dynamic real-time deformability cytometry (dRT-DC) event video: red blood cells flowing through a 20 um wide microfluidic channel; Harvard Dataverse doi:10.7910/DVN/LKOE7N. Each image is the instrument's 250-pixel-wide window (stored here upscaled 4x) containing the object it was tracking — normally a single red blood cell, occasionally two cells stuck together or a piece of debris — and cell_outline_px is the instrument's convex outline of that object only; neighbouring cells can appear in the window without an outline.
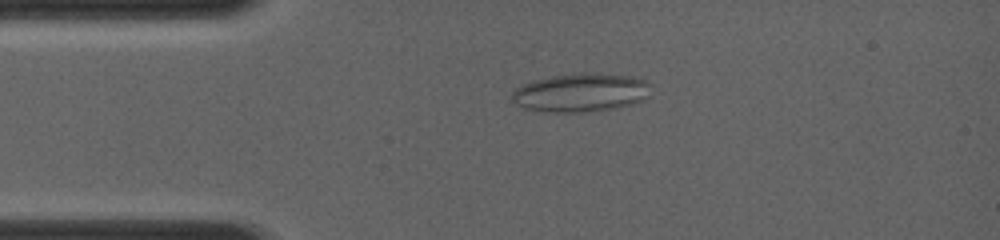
{"species": "common noctule bat (a hibernating species)", "species_latin": "Nyctalus noctula", "temperature_condition": "room temperature", "stored_images_in_passage": 89, "camera_frame_rate_fps": 4000, "um_per_image_px": 0.085, "animal": {"sex": "female", "body_mass_g": 19.0, "forearm_length_mm": 56.7}, "frame": {"image": 1, "passage_image": 21, "time_ms": 2.5, "image_size_px": [1000, 240], "cell_outline_px": [[652, 96], [644, 100], [632, 104], [616, 108], [576, 112], [552, 112], [524, 108], [516, 104], [508, 96], [516, 88], [524, 84], [536, 80], [552, 76], [632, 76], [648, 80], [652, 84]], "centroid_in_image_um": [49.42, 7.92], "position_along_channel_um": 35.6, "area_um2": 30.4}}
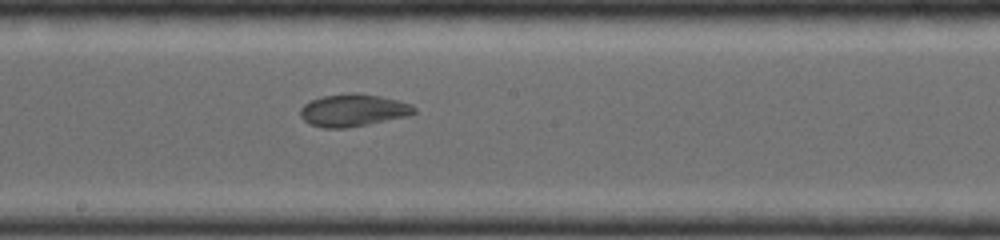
{"frame": {"image": 2, "passage_image": 59, "time_ms": 7.0, "image_size_px": [1000, 240], "cell_outline_px": [[416, 112], [408, 116], [348, 128], [324, 128], [308, 124], [300, 116], [300, 108], [304, 104], [320, 96], [348, 92], [356, 92], [380, 96], [412, 104], [416, 108]], "centroid_in_image_um": [30.0, 9.37], "position_along_channel_um": 218.2, "area_um2": 21.73}}
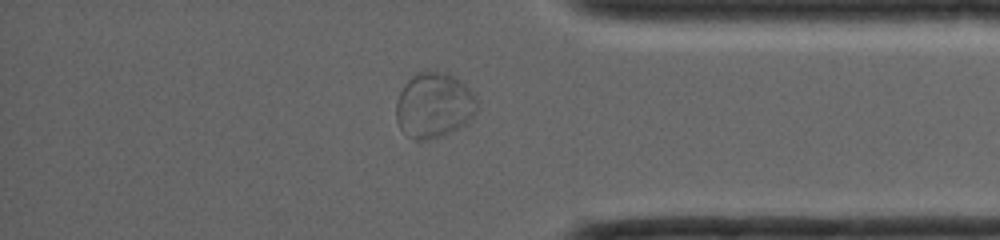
{"frame": {"image": 3, "passage_image": 80, "time_ms": 11.0, "image_size_px": [1000, 240], "cell_outline_px": [[476, 112], [464, 124], [440, 136], [428, 140], [412, 140], [400, 128], [396, 120], [396, 100], [404, 84], [416, 72], [436, 72], [456, 76], [476, 96]], "centroid_in_image_um": [36.85, 8.95], "position_along_channel_um": 398.4, "area_um2": 30.52}}